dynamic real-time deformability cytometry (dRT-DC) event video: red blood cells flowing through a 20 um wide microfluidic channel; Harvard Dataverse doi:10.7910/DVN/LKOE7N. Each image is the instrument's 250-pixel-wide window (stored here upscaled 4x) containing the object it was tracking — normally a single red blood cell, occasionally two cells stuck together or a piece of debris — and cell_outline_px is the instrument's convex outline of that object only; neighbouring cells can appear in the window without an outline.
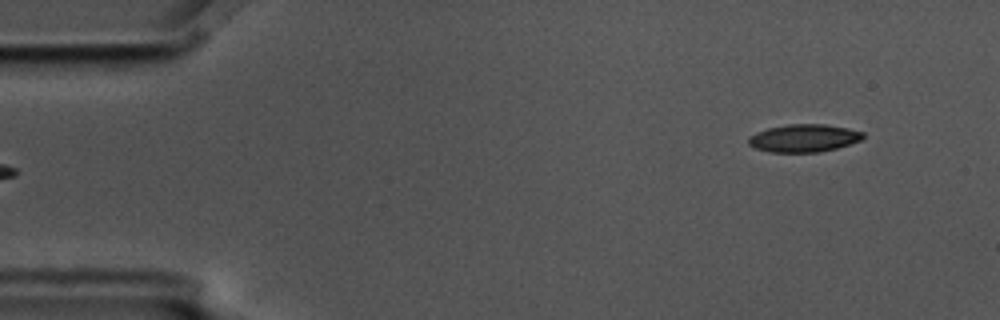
{"species": "common noctule bat (a hibernating species)", "species_latin": "Nyctalus noctula", "temperature_condition": "cold", "stored_images_in_passage": 5, "segment_of_instrument_passage": [2, 2], "camera_frame_rate_fps": 3000, "um_per_image_px": 0.085, "animal": {"sex": "male", "body_mass_g": 17.5, "forearm_length_mm": 52.3}, "frame": {"image": 1, "passage_image": 5, "time_ms": 1.333, "image_size_px": [1000, 320], "cell_outline_px": [[864, 136], [860, 140], [836, 148], [820, 152], [768, 152], [756, 148], [748, 144], [748, 136], [756, 132], [768, 128], [788, 124], [824, 124], [848, 128], [864, 132]], "centroid_in_image_um": [68.3, 11.74], "position_along_channel_um": 16.7, "area_um2": 18.5}}